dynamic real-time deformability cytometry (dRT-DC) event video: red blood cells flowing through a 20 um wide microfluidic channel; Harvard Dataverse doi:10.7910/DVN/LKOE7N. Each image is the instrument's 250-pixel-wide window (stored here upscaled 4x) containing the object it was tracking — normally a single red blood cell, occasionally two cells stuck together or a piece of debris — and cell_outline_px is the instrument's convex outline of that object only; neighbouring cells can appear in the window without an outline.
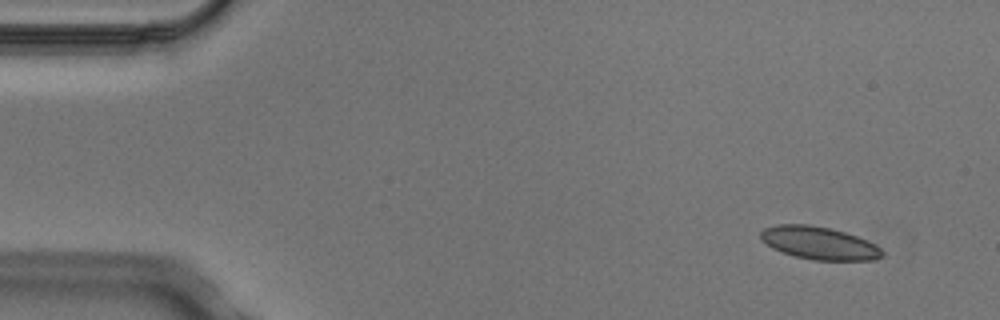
{"species": "Egyptian fruit bat (a non-hibernating species)", "species_latin": "Rousettus aegyptiacus", "temperature_condition": "cold", "stored_images_in_passage": 3, "camera_frame_rate_fps": 3000, "um_per_image_px": 0.085, "animal": {"sex": "male"}, "frame": {"image": 1, "passage_image": 1, "time_ms": 0.0, "image_size_px": [1000, 320], "cell_outline_px": [[884, 252], [880, 256], [872, 260], [812, 260], [796, 256], [772, 248], [760, 240], [760, 232], [764, 228], [776, 224], [808, 224], [832, 228], [856, 236], [876, 244]], "centroid_in_image_um": [69.59, 20.64], "position_along_channel_um": 15.4, "area_um2": 23.18}}
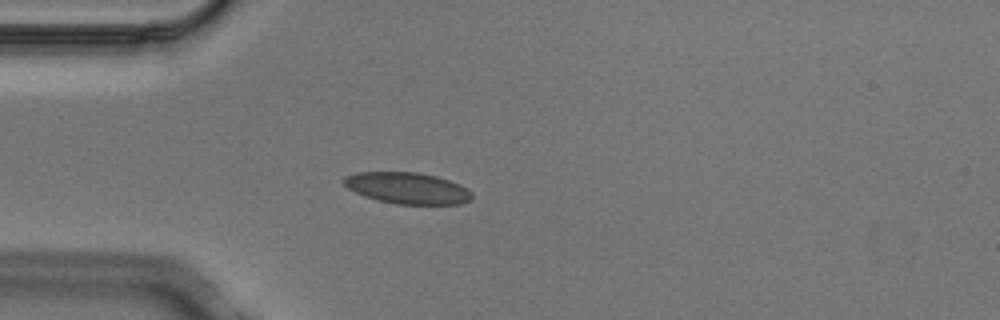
{"frame": {"image": 2, "passage_image": 3, "time_ms": 0.667, "image_size_px": [1000, 320], "cell_outline_px": [[472, 200], [460, 204], [396, 204], [376, 200], [364, 196], [348, 188], [340, 180], [344, 176], [356, 172], [416, 172], [436, 176], [460, 184], [468, 188], [472, 192]], "centroid_in_image_um": [34.62, 15.99], "position_along_channel_um": 50.4, "area_um2": 23.64}}